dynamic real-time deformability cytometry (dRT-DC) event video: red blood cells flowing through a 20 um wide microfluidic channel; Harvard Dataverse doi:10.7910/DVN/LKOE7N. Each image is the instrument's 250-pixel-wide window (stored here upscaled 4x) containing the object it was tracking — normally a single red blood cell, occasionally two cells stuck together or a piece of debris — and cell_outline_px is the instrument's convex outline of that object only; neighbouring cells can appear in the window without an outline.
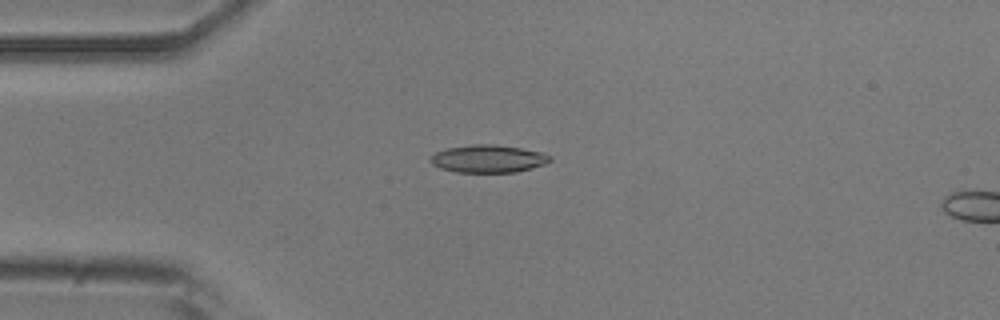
{"species": "common noctule bat (a hibernating species)", "species_latin": "Nyctalus noctula", "temperature_condition": "room temperature", "stored_images_in_passage": 4, "camera_frame_rate_fps": 3000, "um_per_image_px": 0.085, "animal": {"sex": "male", "body_mass_g": 20.5, "forearm_length_mm": 52.5}, "frame": {"image": 1, "passage_image": 1, "time_ms": 0.0, "image_size_px": [1000, 320], "cell_outline_px": [[552, 160], [544, 164], [532, 168], [516, 172], [456, 172], [440, 168], [432, 164], [428, 160], [436, 152], [448, 148], [472, 144], [492, 144], [520, 148], [540, 152], [552, 156]], "centroid_in_image_um": [41.49, 13.5], "position_along_channel_um": 43.5, "area_um2": 19.19}}